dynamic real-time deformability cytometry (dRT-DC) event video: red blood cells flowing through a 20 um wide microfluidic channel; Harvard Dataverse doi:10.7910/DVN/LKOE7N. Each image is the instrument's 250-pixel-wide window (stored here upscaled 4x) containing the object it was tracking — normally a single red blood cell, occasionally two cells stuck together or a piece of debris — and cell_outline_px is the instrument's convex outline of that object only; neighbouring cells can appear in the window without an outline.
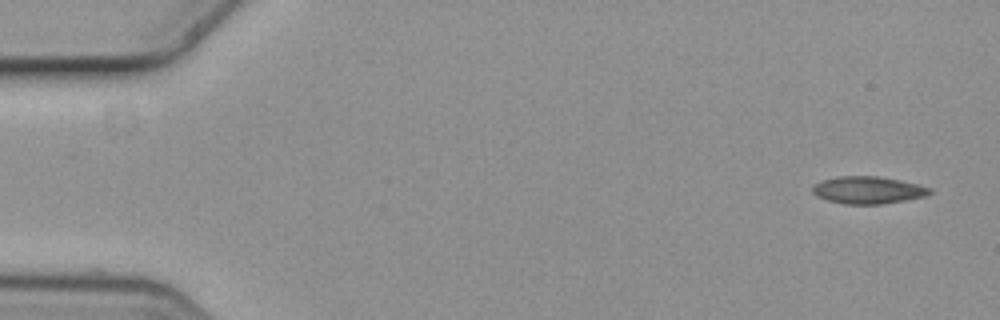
{"species": "common noctule bat (a hibernating species)", "species_latin": "Nyctalus noctula", "temperature_condition": "cold", "stored_images_in_passage": 5, "camera_frame_rate_fps": 3000, "um_per_image_px": 0.085, "animal": {"sex": "female", "body_mass_g": 19.3, "forearm_length_mm": 54.1}, "frame": {"image": 1, "passage_image": 1, "time_ms": 0.0, "image_size_px": [1000, 320], "cell_outline_px": [[932, 192], [924, 196], [904, 200], [880, 204], [844, 204], [828, 200], [816, 196], [812, 192], [812, 188], [820, 180], [840, 176], [876, 176], [900, 180], [932, 188]], "centroid_in_image_um": [73.75, 16.15], "position_along_channel_um": 11.2, "area_um2": 18.5}}
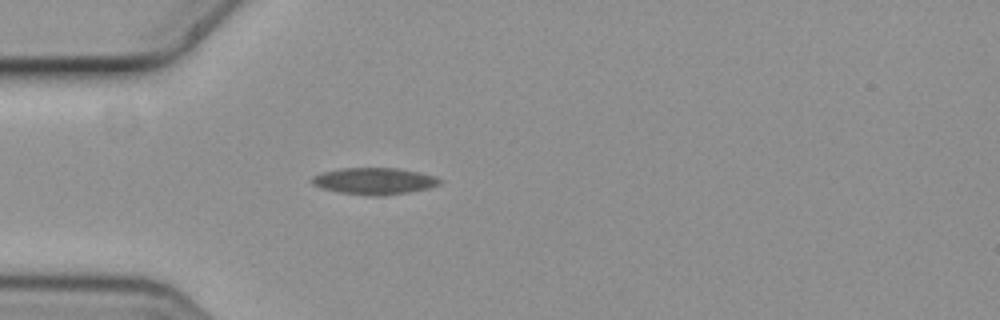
{"frame": {"image": 2, "passage_image": 5, "time_ms": 1.333, "image_size_px": [1000, 320], "cell_outline_px": [[444, 180], [440, 184], [428, 188], [408, 192], [376, 196], [372, 196], [340, 192], [320, 188], [312, 184], [312, 176], [324, 172], [340, 168], [396, 168], [436, 176]], "centroid_in_image_um": [31.82, 15.39], "position_along_channel_um": 53.2, "area_um2": 19.71}}